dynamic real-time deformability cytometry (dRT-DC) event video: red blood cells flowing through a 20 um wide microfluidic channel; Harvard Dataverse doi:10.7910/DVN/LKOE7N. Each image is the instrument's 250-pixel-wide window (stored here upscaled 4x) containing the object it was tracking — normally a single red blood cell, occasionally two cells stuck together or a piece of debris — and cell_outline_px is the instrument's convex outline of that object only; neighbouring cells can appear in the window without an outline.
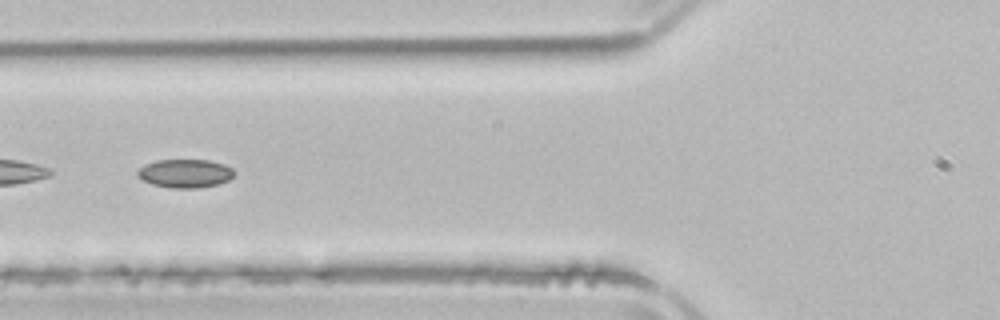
{"species": "common noctule bat (a hibernating species)", "species_latin": "Nyctalus noctula", "temperature_condition": "room temperature", "stored_images_in_passage": 4, "camera_frame_rate_fps": 3000, "um_per_image_px": 0.085, "animal": {"sex": "male", "body_mass_g": 21.5, "forearm_length_mm": 52.0}, "frame": {"image": 1, "passage_image": 4, "time_ms": 4.333, "image_size_px": [1000, 320], "cell_outline_px": [[236, 172], [228, 180], [216, 184], [196, 188], [172, 188], [152, 184], [136, 176], [136, 172], [144, 164], [156, 160], [208, 160], [224, 164], [232, 168]], "centroid_in_image_um": [15.71, 14.73], "position_along_channel_um": 110.1, "area_um2": 16.01}}